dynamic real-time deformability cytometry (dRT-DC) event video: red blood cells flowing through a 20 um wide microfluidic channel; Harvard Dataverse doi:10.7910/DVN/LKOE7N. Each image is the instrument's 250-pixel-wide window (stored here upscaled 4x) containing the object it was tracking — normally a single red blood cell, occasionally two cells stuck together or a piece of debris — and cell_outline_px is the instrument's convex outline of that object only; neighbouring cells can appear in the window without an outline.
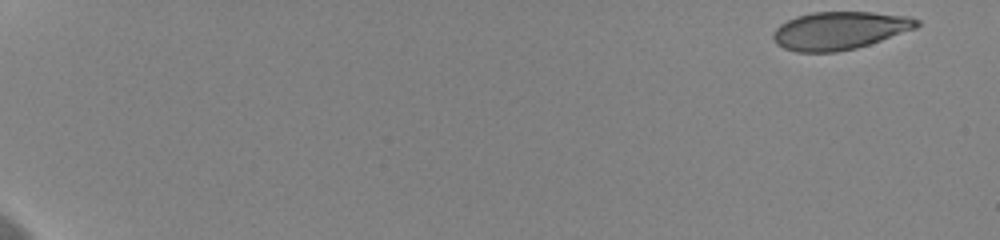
{"species": "human", "species_latin": "Homo sapiens", "temperature_condition": "cold", "stored_images_in_passage": 14, "camera_frame_rate_fps": 3000, "um_per_image_px": 0.085, "donor": {"sex": "female"}, "frame": {"image": 1, "passage_image": 1, "time_ms": 0.0, "image_size_px": [1000, 240], "cell_outline_px": [[920, 24], [916, 28], [856, 48], [836, 52], [796, 52], [784, 48], [776, 44], [772, 36], [772, 32], [780, 24], [796, 16], [812, 12], [872, 12], [908, 16], [920, 20]], "centroid_in_image_um": [71.33, 2.59], "position_along_channel_um": 13.7, "area_um2": 31.67}}
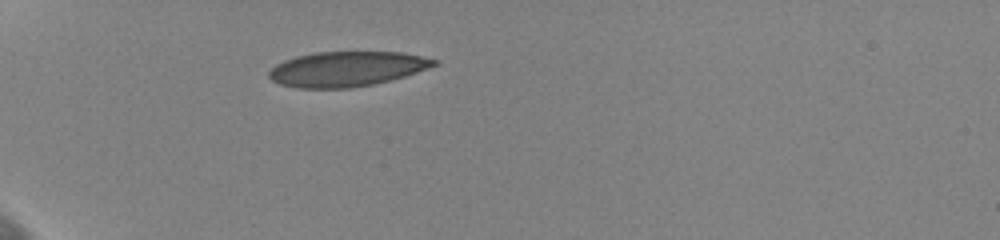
{"frame": {"image": 2, "passage_image": 10, "time_ms": 3.0, "image_size_px": [1000, 240], "cell_outline_px": [[440, 60], [436, 64], [428, 68], [404, 76], [372, 84], [348, 88], [296, 88], [280, 84], [272, 80], [268, 76], [268, 72], [276, 64], [284, 60], [296, 56], [316, 52], [400, 52]], "centroid_in_image_um": [29.43, 5.86], "position_along_channel_um": 55.6, "area_um2": 33.41}}